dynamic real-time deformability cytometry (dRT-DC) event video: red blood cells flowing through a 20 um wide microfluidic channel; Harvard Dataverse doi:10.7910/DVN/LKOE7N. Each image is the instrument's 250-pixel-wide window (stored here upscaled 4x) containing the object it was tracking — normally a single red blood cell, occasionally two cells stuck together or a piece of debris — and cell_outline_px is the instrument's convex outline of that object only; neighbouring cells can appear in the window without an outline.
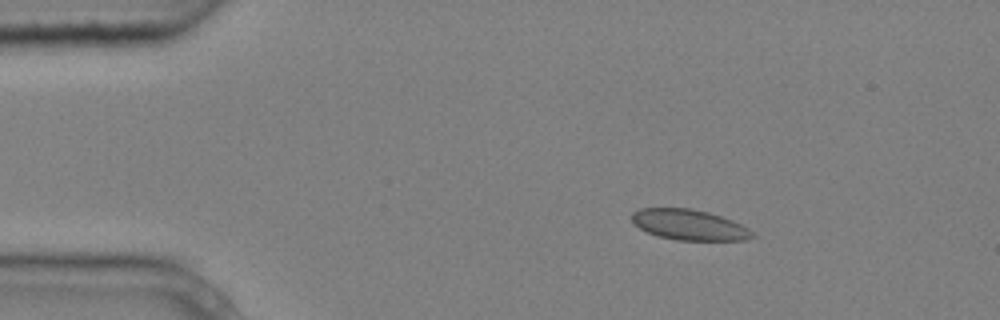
{"species": "common noctule bat (a hibernating species)", "species_latin": "Nyctalus noctula", "temperature_condition": "cold", "stored_images_in_passage": 3, "camera_frame_rate_fps": 3000, "um_per_image_px": 0.085, "animal": {"sex": "male", "body_mass_g": 20.4}, "frame": {"image": 1, "passage_image": 1, "time_ms": 0.0, "image_size_px": [1000, 320], "cell_outline_px": [[756, 236], [748, 240], [676, 240], [660, 236], [648, 232], [632, 224], [632, 212], [640, 208], [692, 208], [708, 212], [732, 220], [748, 228]], "centroid_in_image_um": [58.58, 19.1], "position_along_channel_um": 26.4, "area_um2": 21.44}}